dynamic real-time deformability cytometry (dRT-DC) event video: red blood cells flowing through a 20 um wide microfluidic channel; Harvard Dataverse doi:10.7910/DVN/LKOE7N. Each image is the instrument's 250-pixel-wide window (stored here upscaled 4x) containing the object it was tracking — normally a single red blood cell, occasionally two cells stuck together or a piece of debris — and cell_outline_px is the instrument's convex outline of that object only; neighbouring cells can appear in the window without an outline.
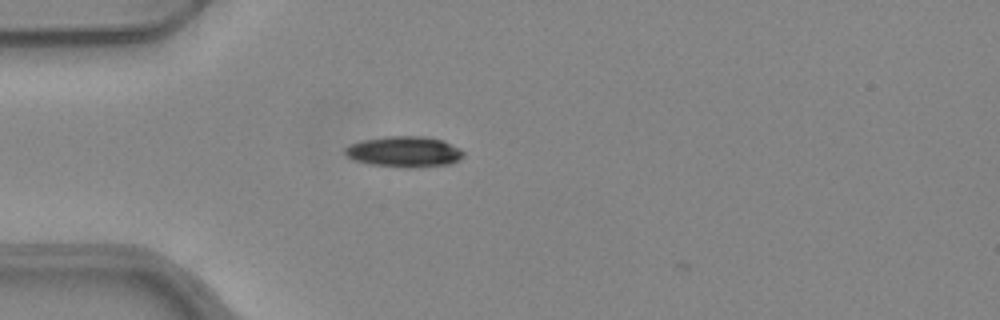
{"species": "common noctule bat (a hibernating species)", "species_latin": "Nyctalus noctula", "temperature_condition": "warm", "stored_images_in_passage": 6, "camera_frame_rate_fps": 3000, "um_per_image_px": 0.085, "animal": {"sex": "female", "body_mass_g": 24.6, "forearm_length_mm": 56.2}, "frame": {"image": 1, "passage_image": 1, "time_ms": 0.0, "image_size_px": [1000, 320], "cell_outline_px": [[464, 156], [448, 164], [408, 168], [372, 164], [352, 160], [344, 152], [344, 148], [348, 144], [360, 140], [388, 136], [428, 136], [444, 140], [460, 148], [464, 152]], "centroid_in_image_um": [34.34, 12.88], "position_along_channel_um": 50.7, "area_um2": 21.39}}
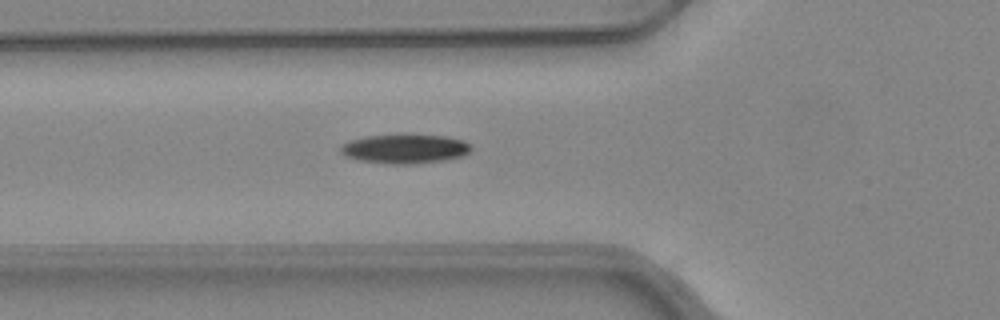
{"frame": {"image": 2, "passage_image": 5, "time_ms": 1.333, "image_size_px": [1000, 320], "cell_outline_px": [[472, 148], [464, 156], [444, 160], [408, 164], [392, 164], [360, 160], [344, 156], [340, 152], [340, 148], [344, 144], [352, 140], [368, 136], [444, 136], [464, 140], [472, 144]], "centroid_in_image_um": [34.46, 12.67], "position_along_channel_um": 91.3, "area_um2": 21.68}}